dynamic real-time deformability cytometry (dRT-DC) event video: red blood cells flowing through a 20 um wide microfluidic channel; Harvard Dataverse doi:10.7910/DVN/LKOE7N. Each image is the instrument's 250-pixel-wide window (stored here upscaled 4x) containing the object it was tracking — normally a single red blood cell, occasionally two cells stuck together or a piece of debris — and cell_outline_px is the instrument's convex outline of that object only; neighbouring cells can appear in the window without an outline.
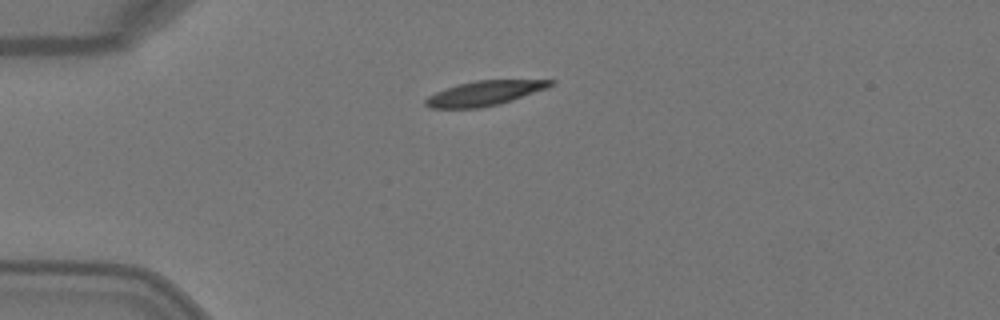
{"species": "Egyptian fruit bat (a non-hibernating species)", "species_latin": "Rousettus aegyptiacus", "temperature_condition": "warm", "stored_images_in_passage": 5, "camera_frame_rate_fps": 3000, "um_per_image_px": 0.085, "animal": {"sex": "female"}, "frame": {"image": 1, "passage_image": 5, "time_ms": 1.333, "image_size_px": [1000, 320], "cell_outline_px": [[556, 84], [548, 88], [496, 104], [480, 108], [432, 108], [424, 104], [424, 100], [428, 96], [436, 92], [460, 84], [476, 80], [556, 80]], "centroid_in_image_um": [41.19, 7.91], "position_along_channel_um": 43.8, "area_um2": 17.63}}